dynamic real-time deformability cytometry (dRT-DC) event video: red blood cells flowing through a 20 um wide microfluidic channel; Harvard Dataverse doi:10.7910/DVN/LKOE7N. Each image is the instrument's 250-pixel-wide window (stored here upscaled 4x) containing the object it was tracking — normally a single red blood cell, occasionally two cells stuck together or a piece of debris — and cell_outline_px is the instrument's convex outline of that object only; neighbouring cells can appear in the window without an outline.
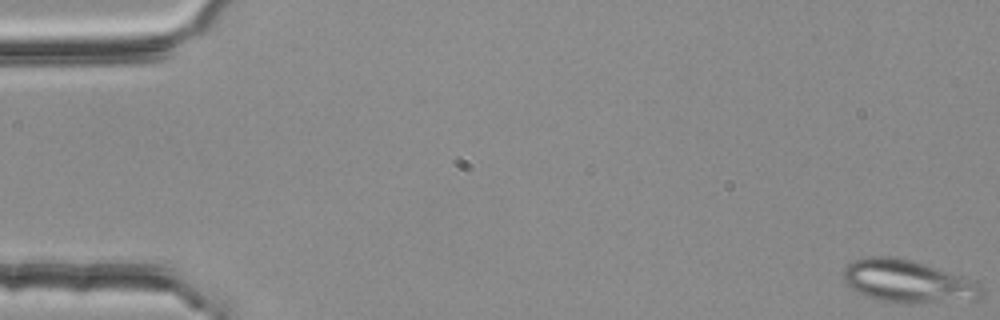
{"species": "common noctule bat (a hibernating species)", "species_latin": "Nyctalus noctula", "temperature_condition": "room temperature", "stored_images_in_passage": 53, "segment_of_instrument_passage": [1, 2], "camera_frame_rate_fps": 3000, "um_per_image_px": 0.085, "animal": {"sex": "female", "body_mass_g": 25.1}, "frame": {"image": 1, "passage_image": 1, "time_ms": 0.0, "image_size_px": [1000, 320], "cell_outline_px": [[984, 296], [976, 300], [912, 304], [904, 304], [876, 300], [856, 292], [840, 276], [840, 272], [848, 264], [856, 260], [868, 256], [892, 256], [912, 260], [960, 276], [980, 284], [984, 292]], "centroid_in_image_um": [77.13, 23.94], "position_along_channel_um": 7.9, "area_um2": 34.74}}